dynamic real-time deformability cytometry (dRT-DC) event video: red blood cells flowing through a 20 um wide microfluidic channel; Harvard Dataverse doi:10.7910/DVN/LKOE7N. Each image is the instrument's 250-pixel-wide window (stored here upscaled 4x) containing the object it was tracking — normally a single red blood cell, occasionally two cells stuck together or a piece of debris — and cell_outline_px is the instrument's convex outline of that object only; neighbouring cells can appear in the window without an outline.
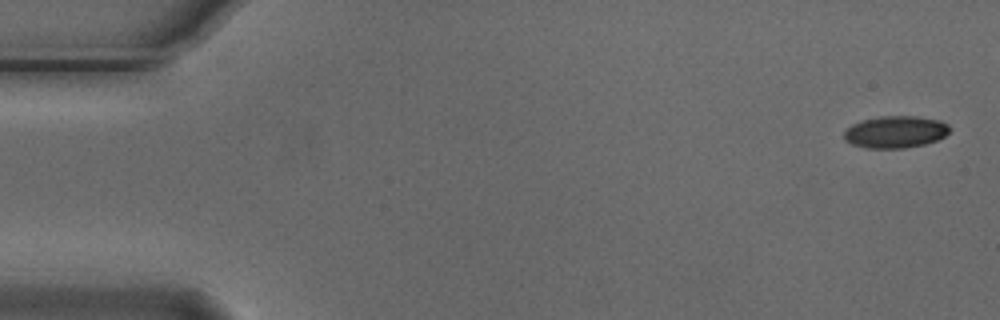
{"species": "Egyptian fruit bat (a non-hibernating species)", "species_latin": "Rousettus aegyptiacus", "temperature_condition": "cold", "stored_images_in_passage": 6, "camera_frame_rate_fps": 3000, "um_per_image_px": 0.085, "animal": {"sex": "male"}, "frame": {"image": 1, "passage_image": 1, "time_ms": 0.0, "image_size_px": [1000, 320], "cell_outline_px": [[948, 132], [944, 136], [936, 140], [924, 144], [904, 148], [868, 148], [852, 144], [844, 140], [844, 132], [852, 124], [864, 120], [880, 116], [916, 116], [940, 120], [948, 124]], "centroid_in_image_um": [76.1, 11.21], "position_along_channel_um": 8.9, "area_um2": 19.54}}
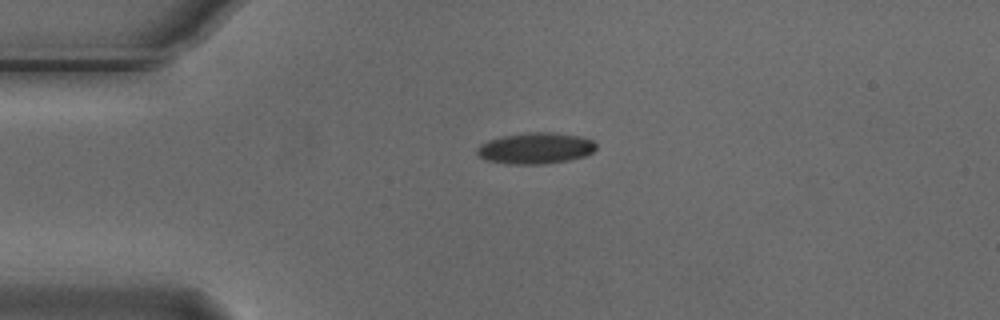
{"frame": {"image": 2, "passage_image": 4, "time_ms": 1.0, "image_size_px": [1000, 320], "cell_outline_px": [[596, 148], [592, 152], [584, 156], [568, 160], [544, 164], [508, 164], [488, 160], [480, 156], [476, 152], [476, 148], [480, 144], [488, 140], [504, 136], [528, 132], [556, 132], [580, 136], [592, 140], [596, 144]], "centroid_in_image_um": [45.53, 12.59], "position_along_channel_um": 39.5, "area_um2": 21.62}}